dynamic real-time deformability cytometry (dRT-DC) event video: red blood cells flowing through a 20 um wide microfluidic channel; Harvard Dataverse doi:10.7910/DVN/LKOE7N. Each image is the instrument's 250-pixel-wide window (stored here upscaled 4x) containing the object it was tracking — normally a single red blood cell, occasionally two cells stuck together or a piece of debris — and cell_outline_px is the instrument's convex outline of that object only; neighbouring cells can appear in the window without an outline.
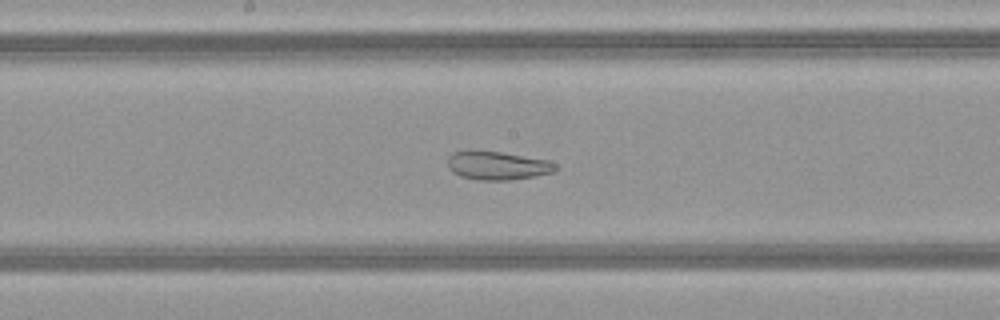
{"species": "common noctule bat (a hibernating species)", "species_latin": "Nyctalus noctula", "temperature_condition": "warm", "stored_images_in_passage": 41, "camera_frame_rate_fps": 3000, "um_per_image_px": 0.085, "animal": {"sex": "female", "body_mass_g": 21.9}, "frame": {"image": 1, "passage_image": 18, "time_ms": 5.667, "image_size_px": [1000, 320], "cell_outline_px": [[560, 168], [556, 172], [512, 180], [476, 180], [460, 176], [452, 172], [448, 168], [448, 156], [452, 152], [468, 148], [500, 152], [548, 160], [556, 164]], "centroid_in_image_um": [42.25, 14.05], "position_along_channel_um": 206.0, "area_um2": 18.5}}
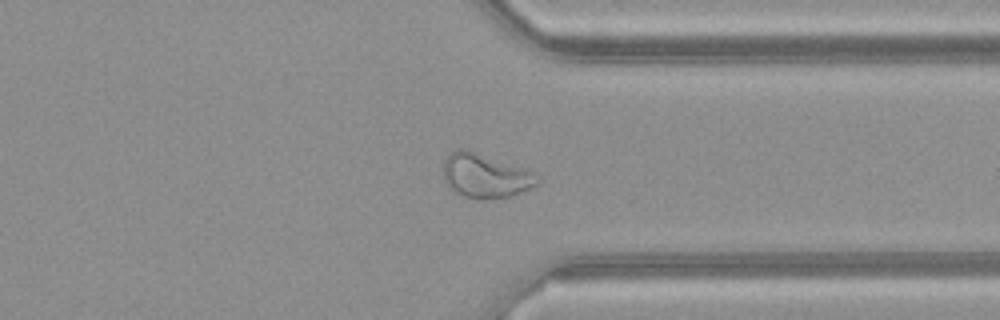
{"frame": {"image": 2, "passage_image": 30, "time_ms": 9.667, "image_size_px": [1000, 320], "cell_outline_px": [[540, 180], [536, 184], [512, 196], [484, 200], [480, 200], [464, 196], [452, 192], [444, 180], [444, 160], [456, 148], [468, 148], [536, 172], [540, 176]], "centroid_in_image_um": [41.25, 14.93], "position_along_channel_um": 370.2, "area_um2": 24.68}}
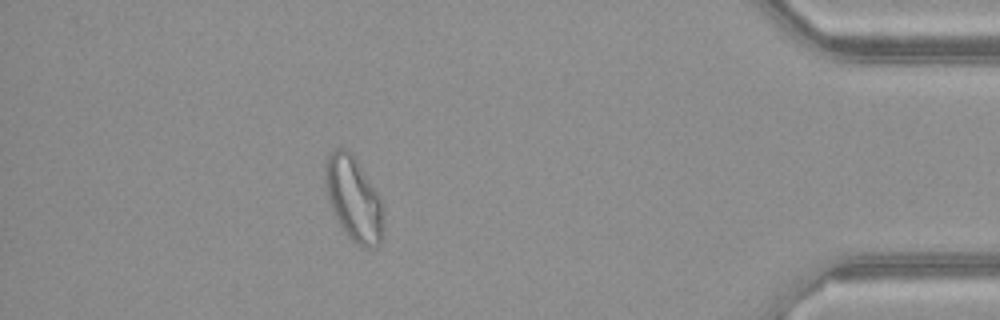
{"frame": {"image": 3, "passage_image": 36, "time_ms": 11.667, "image_size_px": [1000, 320], "cell_outline_px": [[384, 232], [380, 244], [376, 248], [364, 248], [356, 244], [348, 236], [340, 224], [332, 208], [324, 188], [324, 160], [328, 152], [332, 148], [348, 148], [352, 152], [380, 196], [384, 208]], "centroid_in_image_um": [30.07, 16.86], "position_along_channel_um": 405.1, "area_um2": 29.48}, "authors_computed_cell_mechanics": {"area_um2": 25.143, "velocity_mm_per_s": 4.1453, "shape_relaxation_time_tau1_ms": null, "shape_relaxation_time_tau2_ms": 1.4085, "deformation_change_tau1": null, "deformation_change_tau2": 0.0929}}